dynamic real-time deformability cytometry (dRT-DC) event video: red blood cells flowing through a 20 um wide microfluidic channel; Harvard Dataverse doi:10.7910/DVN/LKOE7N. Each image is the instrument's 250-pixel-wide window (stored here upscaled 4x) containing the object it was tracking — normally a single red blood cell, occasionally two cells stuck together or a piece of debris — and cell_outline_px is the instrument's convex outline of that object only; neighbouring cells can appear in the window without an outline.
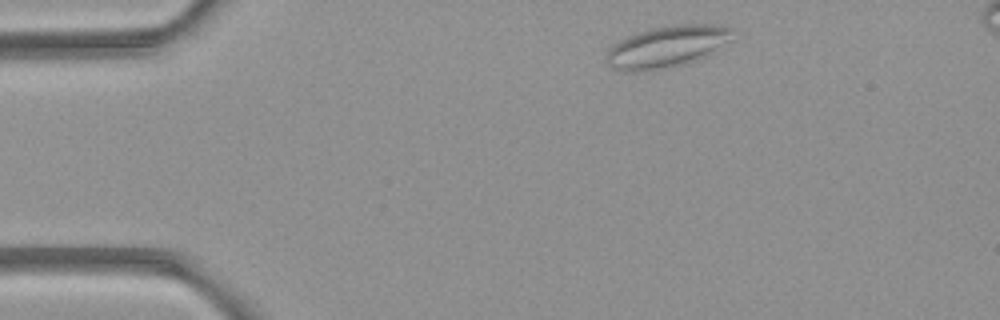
{"species": "common noctule bat (a hibernating species)", "species_latin": "Nyctalus noctula", "temperature_condition": "room temperature", "stored_images_in_passage": 5, "camera_frame_rate_fps": 3000, "um_per_image_px": 0.085, "animal": {"sex": "female", "body_mass_g": 21.9}, "frame": {"image": 1, "passage_image": 5, "time_ms": 4.667, "image_size_px": [1000, 320], "cell_outline_px": [[732, 40], [704, 56], [668, 68], [636, 72], [624, 72], [612, 68], [608, 64], [604, 56], [608, 48], [612, 44], [636, 32], [648, 28], [672, 24], [720, 24], [732, 28]], "centroid_in_image_um": [56.63, 3.95], "position_along_channel_um": 28.4, "area_um2": 30.87}}